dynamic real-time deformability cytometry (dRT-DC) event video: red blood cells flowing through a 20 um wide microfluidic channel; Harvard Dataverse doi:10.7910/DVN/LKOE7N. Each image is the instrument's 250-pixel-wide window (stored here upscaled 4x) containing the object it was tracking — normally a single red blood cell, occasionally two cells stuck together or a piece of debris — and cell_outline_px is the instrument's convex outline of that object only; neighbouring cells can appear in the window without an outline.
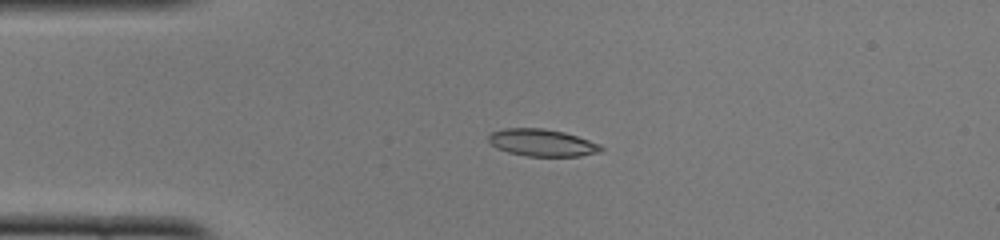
{"species": "common noctule bat (a hibernating species)", "species_latin": "Nyctalus noctula", "temperature_condition": "cold", "stored_images_in_passage": 39, "camera_frame_rate_fps": 3000, "um_per_image_px": 0.085, "animal": {"sex": "female", "body_mass_g": 22.0, "forearm_length_mm": 56.7}, "frame": {"image": 1, "passage_image": 1, "time_ms": 0.0, "image_size_px": [1000, 240], "cell_outline_px": [[604, 148], [600, 152], [580, 156], [528, 156], [508, 152], [496, 148], [488, 140], [488, 136], [492, 132], [504, 128], [544, 128], [564, 132], [600, 144]], "centroid_in_image_um": [46.07, 12.13], "position_along_channel_um": 38.9, "area_um2": 17.74}}
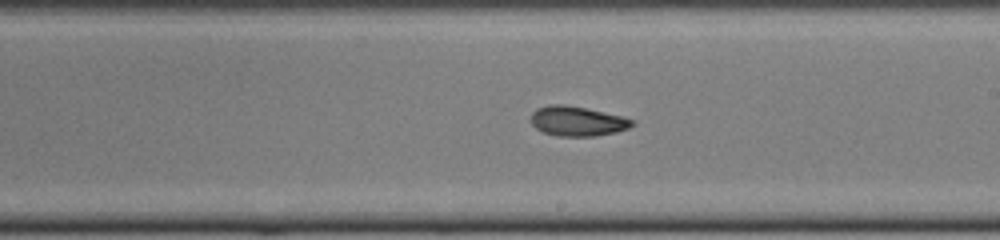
{"frame": {"image": 2, "passage_image": 18, "time_ms": 5.667, "image_size_px": [1000, 240], "cell_outline_px": [[636, 124], [628, 128], [616, 132], [596, 136], [556, 136], [544, 132], [536, 128], [532, 124], [532, 112], [536, 108], [548, 104], [564, 104], [584, 108], [620, 116], [636, 120]], "centroid_in_image_um": [49.07, 10.3], "position_along_channel_um": 239.9, "area_um2": 17.51}}
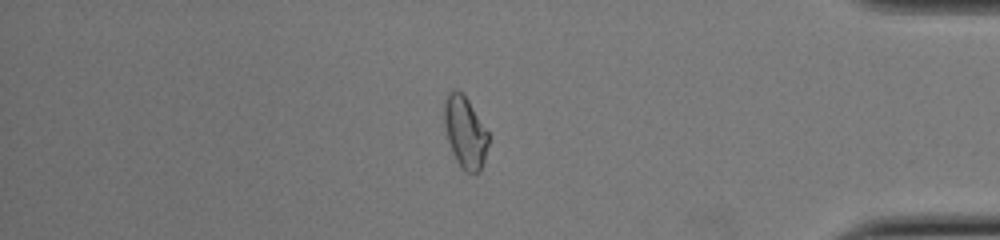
{"frame": {"image": 3, "passage_image": 32, "time_ms": 10.333, "image_size_px": [1000, 240], "cell_outline_px": [[488, 144], [484, 160], [480, 172], [468, 172], [460, 168], [456, 160], [448, 140], [444, 124], [444, 104], [448, 92], [456, 88], [468, 100], [488, 132]], "centroid_in_image_um": [39.53, 11.24], "position_along_channel_um": 395.7, "area_um2": 18.21}, "authors_computed_cell_mechanics": {"area_um2": 17.9758, "velocity_mm_per_s": 4.0097, "shape_relaxation_time_tau1_ms": null, "shape_relaxation_time_tau2_ms": 3.4445, "deformation_change_tau1": null, "deformation_change_tau2": 0.0886}}